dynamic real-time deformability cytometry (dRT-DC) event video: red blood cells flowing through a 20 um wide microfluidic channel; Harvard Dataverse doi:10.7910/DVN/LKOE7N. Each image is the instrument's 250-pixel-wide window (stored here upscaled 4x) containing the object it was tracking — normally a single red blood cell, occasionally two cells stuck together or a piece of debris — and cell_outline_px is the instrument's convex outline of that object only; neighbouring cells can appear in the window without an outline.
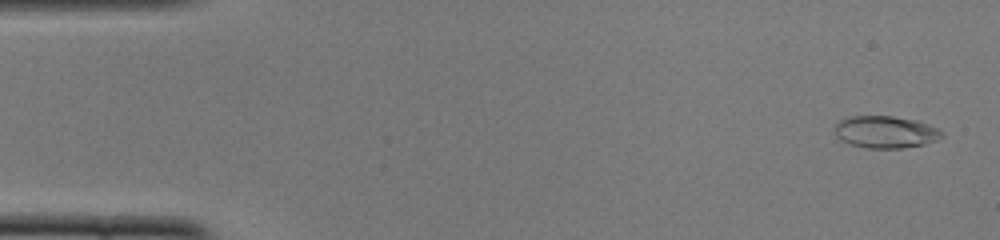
{"species": "common noctule bat (a hibernating species)", "species_latin": "Nyctalus noctula", "temperature_condition": "cold", "stored_images_in_passage": 50, "camera_frame_rate_fps": 3000, "um_per_image_px": 0.085, "animal": {"sex": "female", "body_mass_g": 22.0, "forearm_length_mm": 56.7}, "frame": {"image": 1, "passage_image": 2, "time_ms": 0.333, "image_size_px": [1000, 240], "cell_outline_px": [[944, 136], [936, 140], [924, 144], [900, 148], [868, 148], [848, 144], [840, 140], [836, 136], [832, 128], [840, 120], [848, 116], [892, 116], [916, 120], [928, 124], [944, 132]], "centroid_in_image_um": [75.22, 11.22], "position_along_channel_um": 9.8, "area_um2": 20.23}}
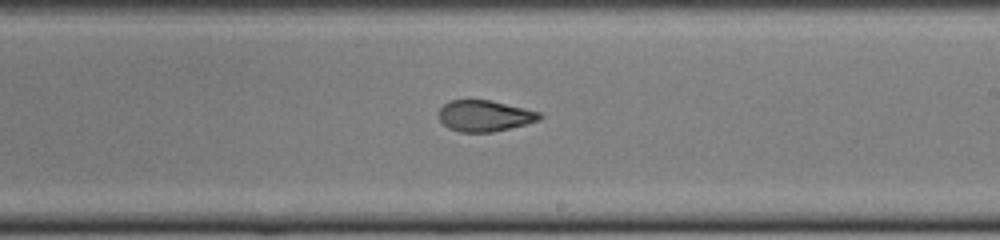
{"frame": {"image": 2, "passage_image": 29, "time_ms": 9.333, "image_size_px": [1000, 240], "cell_outline_px": [[544, 116], [540, 120], [492, 132], [460, 132], [448, 128], [440, 120], [440, 108], [448, 100], [488, 100], [524, 108], [540, 112]], "centroid_in_image_um": [41.19, 9.84], "position_along_channel_um": 247.8, "area_um2": 18.09}}
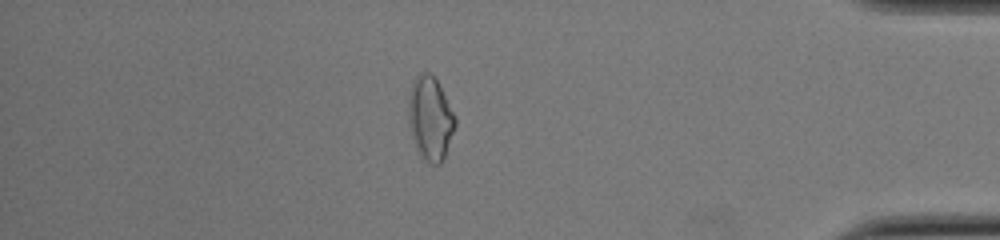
{"frame": {"image": 3, "passage_image": 43, "time_ms": 14.0, "image_size_px": [1000, 240], "cell_outline_px": [[456, 124], [444, 160], [440, 164], [432, 164], [420, 156], [416, 148], [408, 124], [408, 100], [412, 84], [416, 76], [420, 72], [428, 72], [436, 80], [456, 116]], "centroid_in_image_um": [36.57, 10.09], "position_along_channel_um": 398.6, "area_um2": 22.77}, "authors_computed_cell_mechanics": {"area_um2": 19.5653, "velocity_mm_per_s": 4.009, "shape_relaxation_time_tau1_ms": 8.3244, "shape_relaxation_time_tau2_ms": 2.0025, "deformation_change_tau1": 0.2347, "deformation_change_tau2": 0.0809}}